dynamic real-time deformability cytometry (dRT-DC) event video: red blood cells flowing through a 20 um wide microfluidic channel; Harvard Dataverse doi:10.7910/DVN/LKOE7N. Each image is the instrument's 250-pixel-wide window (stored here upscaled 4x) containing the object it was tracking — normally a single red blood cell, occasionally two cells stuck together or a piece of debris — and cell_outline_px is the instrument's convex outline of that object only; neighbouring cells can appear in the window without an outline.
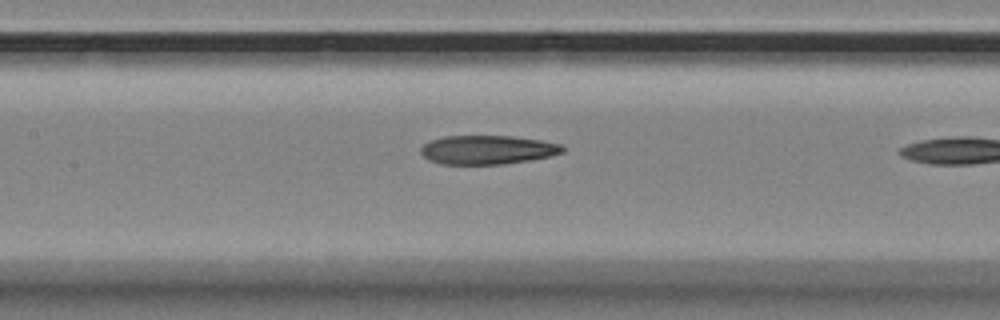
{"species": "Egyptian fruit bat (a non-hibernating species)", "species_latin": "Rousettus aegyptiacus", "temperature_condition": "room temperature", "stored_images_in_passage": 19, "camera_frame_rate_fps": 3000, "um_per_image_px": 0.085, "animal": {"sex": "female"}, "frame": {"image": 1, "passage_image": 11, "time_ms": 3.333, "image_size_px": [1000, 320], "cell_outline_px": [[564, 152], [552, 156], [532, 160], [500, 164], [440, 164], [428, 160], [420, 152], [420, 148], [424, 144], [432, 140], [444, 136], [512, 136], [540, 140], [560, 144], [564, 148]], "centroid_in_image_um": [41.44, 12.74], "position_along_channel_um": 166.0, "area_um2": 23.93}}
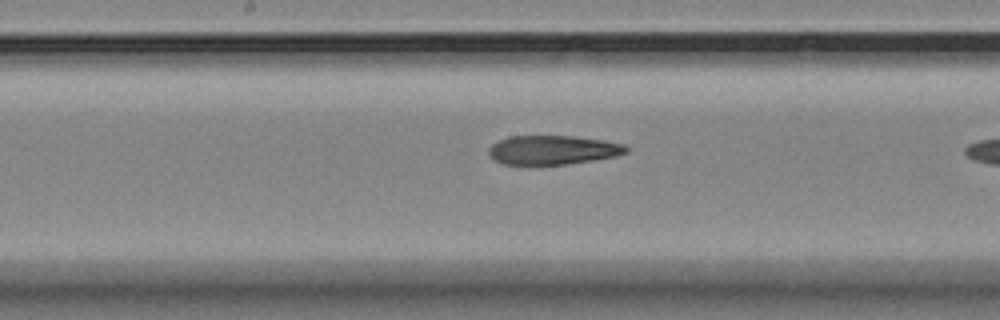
{"frame": {"image": 2, "passage_image": 14, "time_ms": 4.333, "image_size_px": [1000, 320], "cell_outline_px": [[628, 152], [616, 156], [592, 160], [564, 164], [500, 164], [492, 160], [488, 156], [488, 148], [492, 144], [508, 136], [572, 136], [604, 140], [624, 144], [628, 148]], "centroid_in_image_um": [46.94, 12.74], "position_along_channel_um": 201.3, "area_um2": 23.35}}